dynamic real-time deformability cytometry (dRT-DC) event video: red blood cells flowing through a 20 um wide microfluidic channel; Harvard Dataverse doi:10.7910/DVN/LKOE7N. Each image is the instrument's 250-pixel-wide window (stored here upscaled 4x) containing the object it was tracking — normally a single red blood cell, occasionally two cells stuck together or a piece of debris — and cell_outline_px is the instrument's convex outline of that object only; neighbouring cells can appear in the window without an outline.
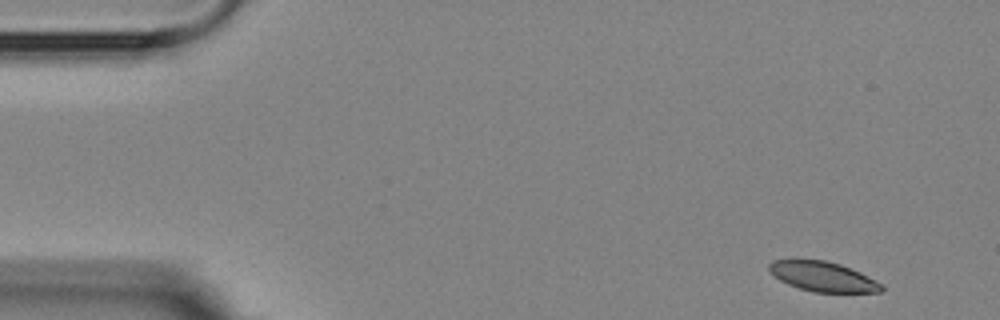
{"species": "Egyptian fruit bat (a non-hibernating species)", "species_latin": "Rousettus aegyptiacus", "temperature_condition": "room temperature", "stored_images_in_passage": 4, "segment_of_instrument_passage": [1, 2], "camera_frame_rate_fps": 3000, "um_per_image_px": 0.085, "animal": {"sex": "female"}, "frame": {"image": 1, "passage_image": 1, "time_ms": 0.0, "image_size_px": [1000, 320], "cell_outline_px": [[884, 292], [812, 292], [788, 284], [780, 280], [768, 268], [768, 264], [772, 260], [792, 256], [824, 260], [840, 264], [860, 272], [884, 284]], "centroid_in_image_um": [69.91, 23.46], "position_along_channel_um": 15.1, "area_um2": 20.17}}
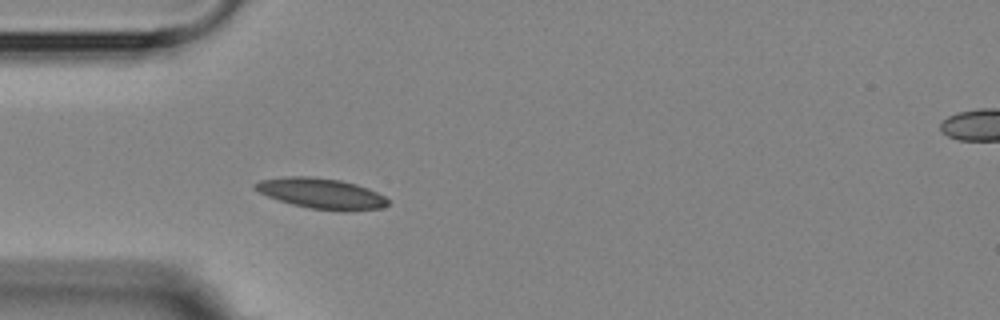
{"frame": {"image": 2, "passage_image": 3, "time_ms": 4.0, "image_size_px": [1000, 320], "cell_outline_px": [[388, 204], [380, 208], [344, 212], [308, 208], [292, 204], [268, 196], [252, 188], [252, 184], [260, 180], [288, 176], [312, 176], [340, 180], [356, 184], [368, 188], [384, 196], [388, 200]], "centroid_in_image_um": [27.3, 16.44], "position_along_channel_um": 57.7, "area_um2": 23.7}}